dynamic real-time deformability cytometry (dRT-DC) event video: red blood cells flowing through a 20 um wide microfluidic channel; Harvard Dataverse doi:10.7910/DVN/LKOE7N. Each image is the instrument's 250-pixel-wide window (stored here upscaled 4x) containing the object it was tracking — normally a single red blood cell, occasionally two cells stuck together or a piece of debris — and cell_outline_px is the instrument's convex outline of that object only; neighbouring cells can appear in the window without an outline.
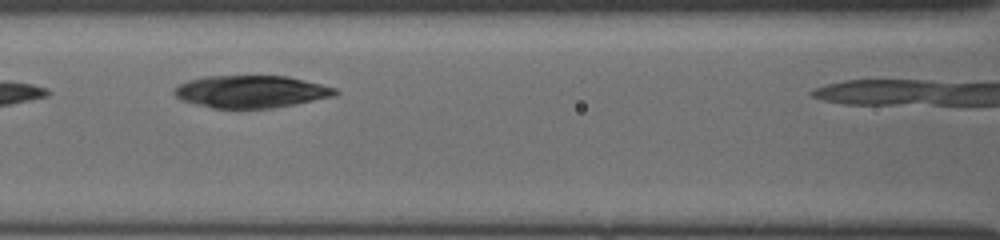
{"species": "common noctule bat (a hibernating species)", "species_latin": "Nyctalus noctula", "temperature_condition": "cold", "stored_images_in_passage": 8, "camera_frame_rate_fps": 3000, "um_per_image_px": 0.085, "animal": {"sex": "female", "body_mass_g": 19.5, "forearm_length_mm": 54.1}, "frame": {"image": 1, "passage_image": 4, "time_ms": 2.333, "image_size_px": [1000, 240], "cell_outline_px": [[340, 92], [336, 96], [272, 108], [212, 108], [180, 100], [172, 92], [180, 84], [188, 80], [204, 76], [288, 76], [336, 88]], "centroid_in_image_um": [21.34, 7.78], "position_along_channel_um": 145.3, "area_um2": 30.29}}